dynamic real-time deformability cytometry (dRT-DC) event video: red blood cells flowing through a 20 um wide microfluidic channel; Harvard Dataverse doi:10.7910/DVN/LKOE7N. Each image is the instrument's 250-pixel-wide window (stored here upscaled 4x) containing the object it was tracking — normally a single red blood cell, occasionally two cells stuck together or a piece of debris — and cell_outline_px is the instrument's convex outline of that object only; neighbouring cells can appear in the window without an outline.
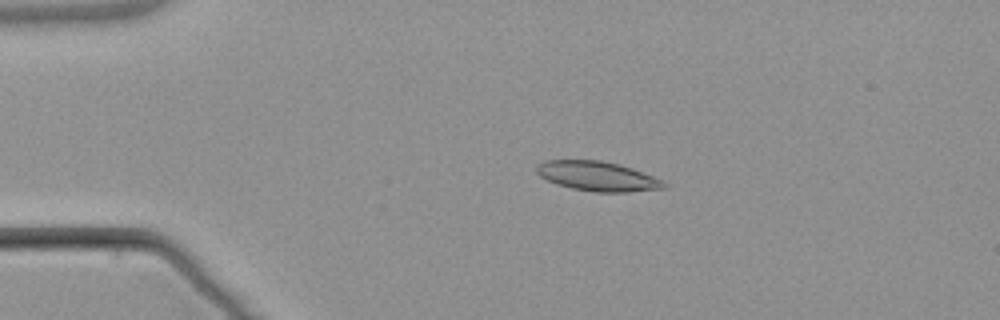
{"species": "common noctule bat (a hibernating species)", "species_latin": "Nyctalus noctula", "temperature_condition": "warm", "stored_images_in_passage": 6, "camera_frame_rate_fps": 3000, "um_per_image_px": 0.085, "animal": {"sex": "male", "body_mass_g": 21.5, "forearm_length_mm": 52.0}, "frame": {"image": 1, "passage_image": 4, "time_ms": 3.667, "image_size_px": [1000, 320], "cell_outline_px": [[668, 188], [628, 192], [596, 192], [572, 188], [556, 184], [540, 176], [536, 172], [536, 164], [544, 160], [600, 160], [620, 164], [632, 168], [664, 180], [668, 184]], "centroid_in_image_um": [50.82, 14.97], "position_along_channel_um": 34.2, "area_um2": 22.2}}
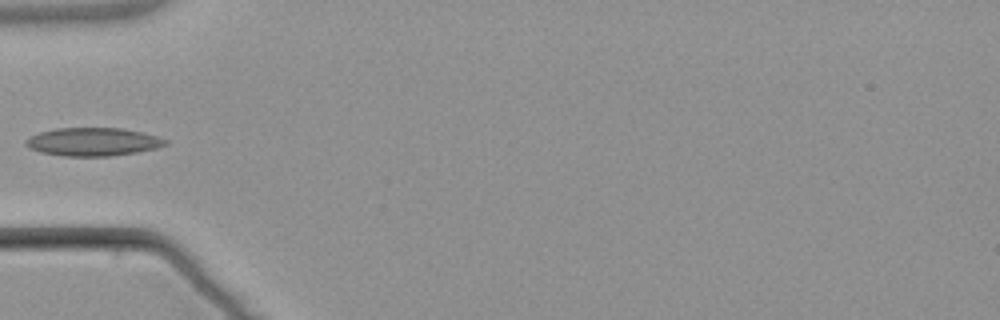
{"frame": {"image": 2, "passage_image": 6, "time_ms": 6.0, "image_size_px": [1000, 320], "cell_outline_px": [[168, 144], [156, 148], [136, 152], [112, 156], [64, 156], [40, 152], [28, 148], [24, 144], [24, 140], [28, 136], [40, 132], [56, 128], [120, 128], [140, 132], [156, 136], [168, 140]], "centroid_in_image_um": [7.85, 12.05], "position_along_channel_um": 77.2, "area_um2": 23.0}}